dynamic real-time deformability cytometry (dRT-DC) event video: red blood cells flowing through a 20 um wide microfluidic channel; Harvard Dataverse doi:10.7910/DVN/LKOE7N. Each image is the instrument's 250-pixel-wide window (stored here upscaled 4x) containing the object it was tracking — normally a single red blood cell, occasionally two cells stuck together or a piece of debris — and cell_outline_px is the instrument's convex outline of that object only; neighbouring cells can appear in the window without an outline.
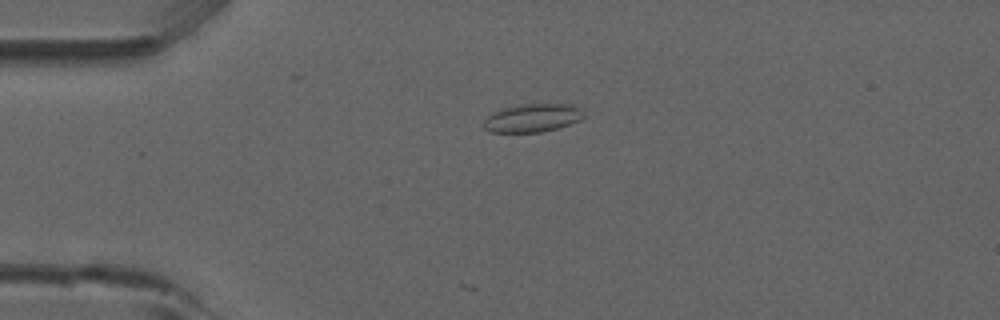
{"species": "common noctule bat (a hibernating species)", "species_latin": "Nyctalus noctula", "temperature_condition": "room temperature", "stored_images_in_passage": 19, "camera_frame_rate_fps": 3000, "um_per_image_px": 0.085, "animal": {"sex": "male", "forearm_length_mm": 52.5}, "frame": {"image": 1, "passage_image": 1, "time_ms": 0.0, "image_size_px": [1000, 320], "cell_outline_px": [[584, 116], [580, 120], [556, 128], [540, 132], [488, 132], [484, 128], [484, 120], [492, 112], [504, 108], [524, 104], [572, 104], [580, 108]], "centroid_in_image_um": [45.24, 10.02], "position_along_channel_um": 39.8, "area_um2": 16.3}}
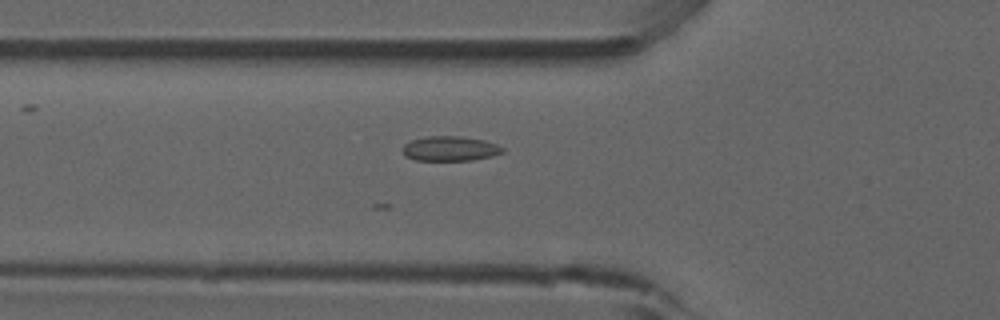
{"frame": {"image": 2, "passage_image": 7, "time_ms": 2.0, "image_size_px": [1000, 320], "cell_outline_px": [[504, 152], [492, 156], [472, 160], [416, 160], [404, 156], [400, 148], [404, 144], [412, 140], [428, 136], [460, 136], [484, 140], [496, 144], [504, 148]], "centroid_in_image_um": [38.23, 12.63], "position_along_channel_um": 87.6, "area_um2": 14.51}}
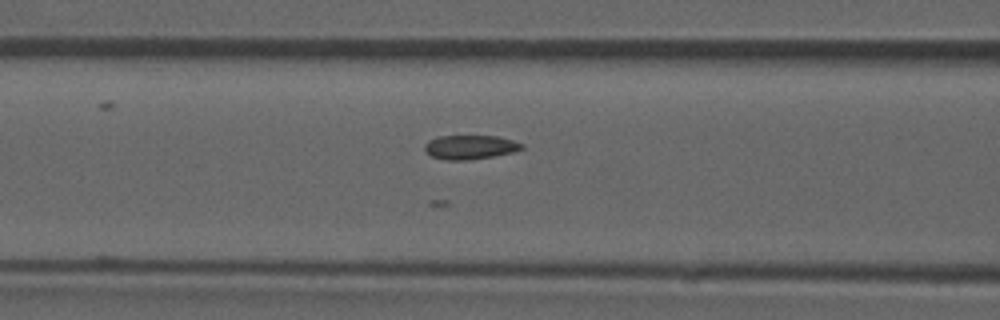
{"frame": {"image": 3, "passage_image": 10, "time_ms": 3.0, "image_size_px": [1000, 320], "cell_outline_px": [[524, 148], [512, 152], [492, 156], [468, 160], [448, 160], [432, 156], [424, 152], [424, 144], [428, 140], [436, 136], [496, 136], [512, 140], [524, 144]], "centroid_in_image_um": [39.92, 12.5], "position_along_channel_um": 126.7, "area_um2": 13.64}}